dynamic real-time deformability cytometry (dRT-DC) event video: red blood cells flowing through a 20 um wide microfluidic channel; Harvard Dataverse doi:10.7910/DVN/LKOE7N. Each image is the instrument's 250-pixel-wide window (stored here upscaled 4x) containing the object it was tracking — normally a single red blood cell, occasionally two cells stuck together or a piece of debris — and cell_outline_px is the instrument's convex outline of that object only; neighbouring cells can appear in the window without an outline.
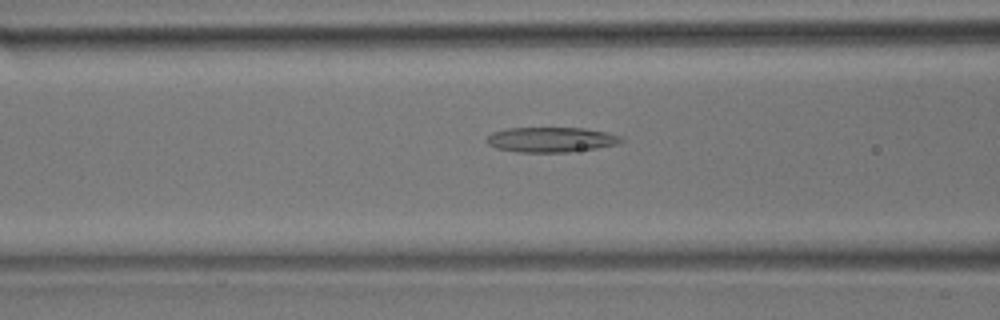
{"species": "common noctule bat (a hibernating species)", "species_latin": "Nyctalus noctula", "temperature_condition": "room temperature", "stored_images_in_passage": 39, "camera_frame_rate_fps": 3000, "um_per_image_px": 0.085, "animal": {"sex": "male", "body_mass_g": 17.9}, "frame": {"image": 1, "passage_image": 9, "time_ms": 2.667, "image_size_px": [1000, 320], "cell_outline_px": [[624, 140], [620, 144], [596, 148], [568, 152], [516, 152], [496, 148], [488, 144], [484, 140], [492, 132], [504, 128], [584, 128], [604, 132], [620, 136]], "centroid_in_image_um": [46.8, 11.87], "position_along_channel_um": 119.8, "area_um2": 19.71}}
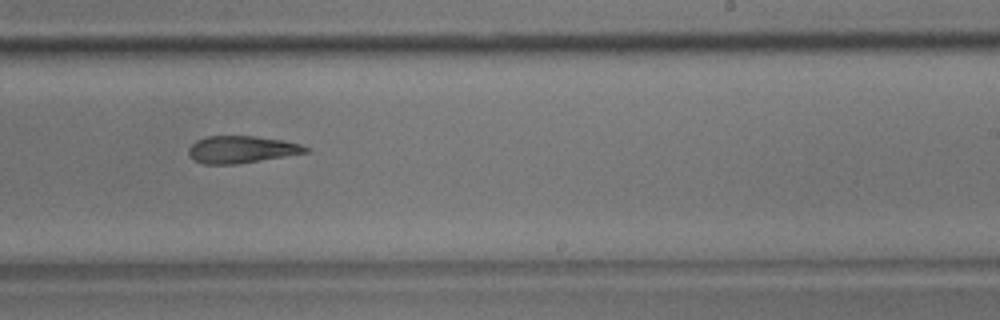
{"frame": {"image": 2, "passage_image": 20, "time_ms": 6.333, "image_size_px": [1000, 320], "cell_outline_px": [[312, 148], [308, 152], [236, 164], [204, 164], [192, 160], [188, 156], [188, 148], [196, 140], [208, 136], [256, 136], [284, 140], [300, 144]], "centroid_in_image_um": [20.5, 12.7], "position_along_channel_um": 268.5, "area_um2": 18.61}}
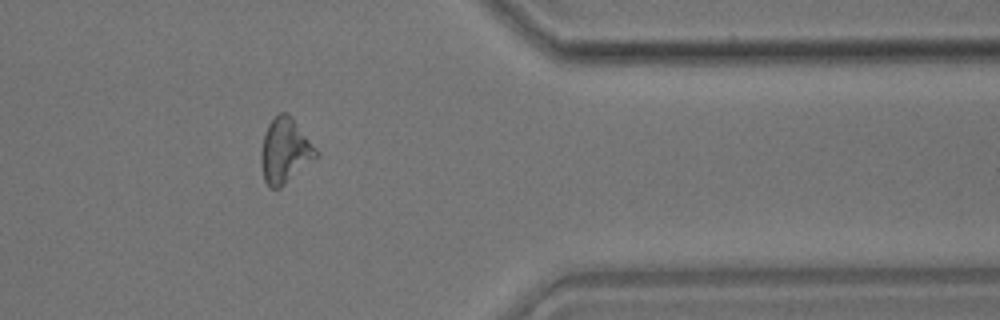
{"frame": {"image": 3, "passage_image": 30, "time_ms": 9.667, "image_size_px": [1000, 320], "cell_outline_px": [[320, 152], [316, 156], [280, 188], [268, 188], [264, 180], [260, 164], [260, 152], [264, 136], [268, 124], [280, 112], [288, 112], [292, 116]], "centroid_in_image_um": [24.2, 12.8], "position_along_channel_um": 387.2, "area_um2": 20.75}}